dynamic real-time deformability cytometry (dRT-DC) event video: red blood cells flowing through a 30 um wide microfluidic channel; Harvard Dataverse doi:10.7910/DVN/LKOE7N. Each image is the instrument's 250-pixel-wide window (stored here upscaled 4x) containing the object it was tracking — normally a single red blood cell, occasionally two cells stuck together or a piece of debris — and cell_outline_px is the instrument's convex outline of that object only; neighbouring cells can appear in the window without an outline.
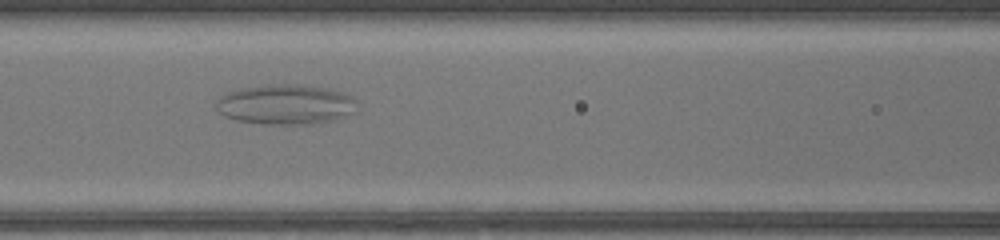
{"species": "common noctule bat (a hibernating species)", "species_latin": "Nyctalus noctula", "temperature_condition": "warm", "stored_images_in_passage": 37, "camera_frame_rate_fps": 3000, "um_per_image_px": 0.085, "animal": {"sex": "female", "body_mass_g": 17.0, "forearm_length_mm": 48.0}, "frame": {"image": 1, "passage_image": 11, "time_ms": 3.333, "image_size_px": [1000, 240], "cell_outline_px": [[356, 112], [336, 120], [316, 124], [260, 124], [236, 120], [224, 116], [216, 108], [216, 100], [220, 96], [228, 92], [244, 88], [276, 84], [296, 84], [328, 88], [340, 92], [356, 100]], "centroid_in_image_um": [24.29, 8.9], "position_along_channel_um": 142.3, "area_um2": 32.95}}
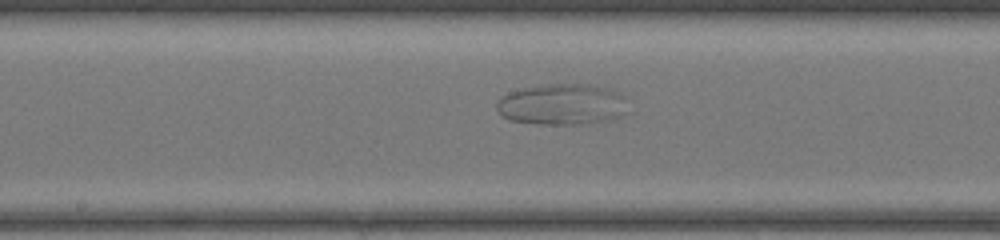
{"frame": {"image": 2, "passage_image": 15, "time_ms": 4.667, "image_size_px": [1000, 240], "cell_outline_px": [[632, 112], [624, 116], [584, 124], [540, 124], [512, 120], [504, 116], [496, 108], [496, 100], [508, 92], [524, 88], [552, 84], [588, 84], [604, 88], [628, 96]], "centroid_in_image_um": [47.89, 8.88], "position_along_channel_um": 200.3, "area_um2": 31.79}}
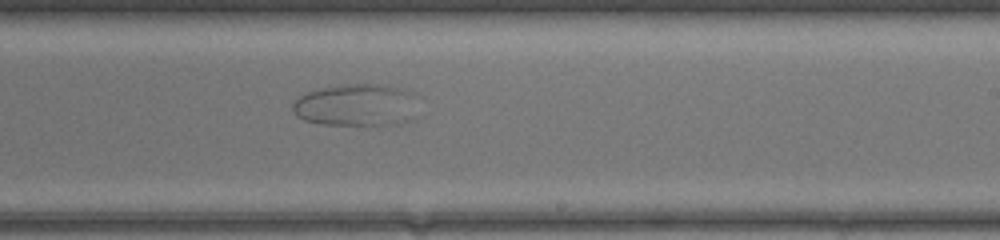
{"frame": {"image": 3, "passage_image": 19, "time_ms": 6.0, "image_size_px": [1000, 240], "cell_outline_px": [[416, 120], [400, 124], [324, 124], [304, 120], [296, 116], [292, 108], [292, 104], [300, 96], [308, 92], [320, 88], [344, 84], [380, 84], [400, 88], [412, 92], [416, 116]], "centroid_in_image_um": [30.31, 8.93], "position_along_channel_um": 258.7, "area_um2": 30.87}}